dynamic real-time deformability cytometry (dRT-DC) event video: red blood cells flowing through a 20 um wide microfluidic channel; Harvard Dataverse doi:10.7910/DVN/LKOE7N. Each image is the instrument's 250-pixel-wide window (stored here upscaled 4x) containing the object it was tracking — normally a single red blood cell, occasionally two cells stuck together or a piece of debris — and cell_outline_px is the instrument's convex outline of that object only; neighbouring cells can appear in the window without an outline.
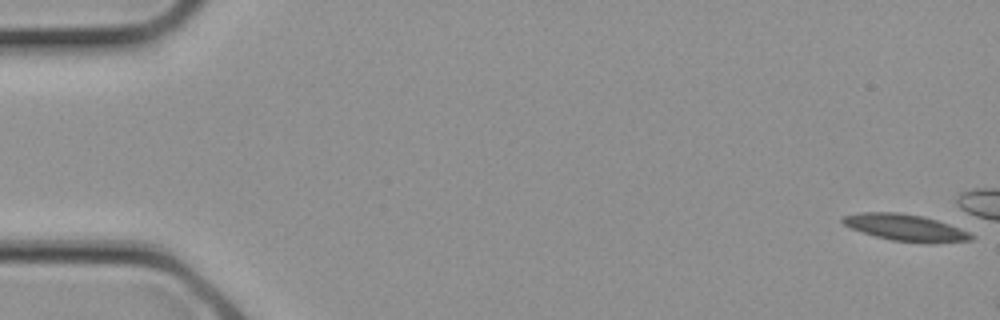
{"species": "common noctule bat (a hibernating species)", "species_latin": "Nyctalus noctula", "temperature_condition": "cold", "stored_images_in_passage": 1, "camera_frame_rate_fps": 3000, "um_per_image_px": 0.085, "animal": {"sex": "female", "body_mass_g": 21.9}, "frame": {"image": 1, "passage_image": 1, "time_ms": 0.0, "image_size_px": [1000, 320], "cell_outline_px": [[976, 236], [972, 240], [932, 244], [892, 240], [860, 232], [848, 228], [840, 220], [844, 216], [860, 212], [896, 212], [924, 216], [960, 228]], "centroid_in_image_um": [76.97, 19.35], "position_along_channel_um": 8.0, "area_um2": 20.17}}